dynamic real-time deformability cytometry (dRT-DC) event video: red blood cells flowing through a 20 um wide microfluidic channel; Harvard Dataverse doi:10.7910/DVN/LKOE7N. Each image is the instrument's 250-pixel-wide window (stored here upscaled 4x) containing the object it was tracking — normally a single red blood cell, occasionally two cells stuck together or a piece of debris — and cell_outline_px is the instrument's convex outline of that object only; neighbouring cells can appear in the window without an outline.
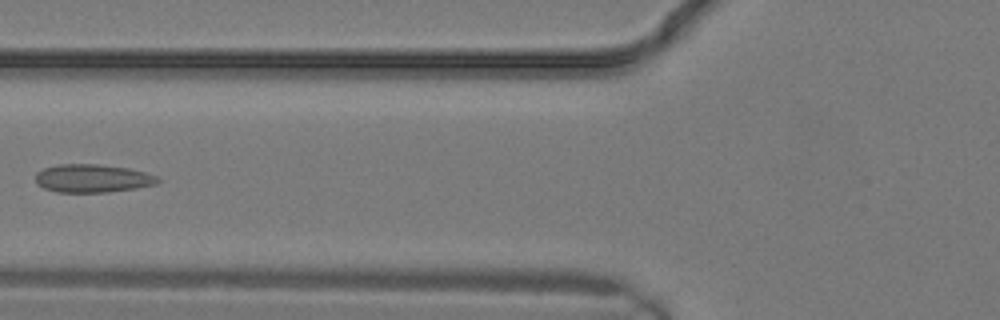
{"species": "common noctule bat (a hibernating species)", "species_latin": "Nyctalus noctula", "temperature_condition": "warm", "stored_images_in_passage": 16, "camera_frame_rate_fps": 3000, "um_per_image_px": 0.085, "animal": {"sex": "male", "body_mass_g": 19.2, "forearm_length_mm": 51.8}, "frame": {"image": 1, "passage_image": 12, "time_ms": 3.667, "image_size_px": [1000, 320], "cell_outline_px": [[160, 180], [156, 184], [136, 188], [108, 192], [56, 192], [44, 188], [36, 184], [36, 172], [44, 168], [60, 164], [96, 164], [128, 168], [144, 172], [156, 176]], "centroid_in_image_um": [7.83, 15.16], "position_along_channel_um": 118.0, "area_um2": 20.0}}